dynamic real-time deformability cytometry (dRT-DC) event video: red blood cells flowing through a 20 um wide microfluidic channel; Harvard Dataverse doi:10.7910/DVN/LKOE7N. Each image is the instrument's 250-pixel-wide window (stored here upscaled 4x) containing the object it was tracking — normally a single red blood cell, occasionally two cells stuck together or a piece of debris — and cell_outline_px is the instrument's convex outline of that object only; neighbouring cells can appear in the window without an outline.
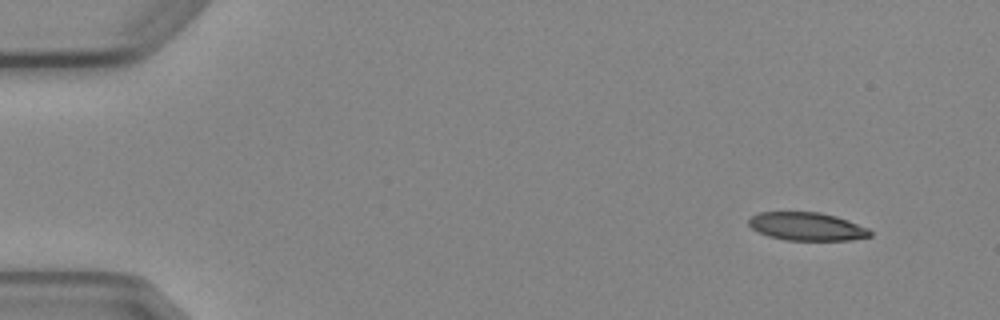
{"species": "Egyptian fruit bat (a non-hibernating species)", "species_latin": "Rousettus aegyptiacus", "temperature_condition": "cold", "stored_images_in_passage": 5, "camera_frame_rate_fps": 3000, "um_per_image_px": 0.085, "animal": {"sex": "female"}, "frame": {"image": 1, "passage_image": 1, "time_ms": 0.0, "image_size_px": [1000, 320], "cell_outline_px": [[872, 236], [852, 240], [788, 240], [768, 236], [752, 228], [748, 224], [748, 220], [752, 216], [760, 212], [820, 212], [836, 216], [848, 220], [868, 228], [872, 232]], "centroid_in_image_um": [68.61, 19.25], "position_along_channel_um": 16.4, "area_um2": 19.88}}
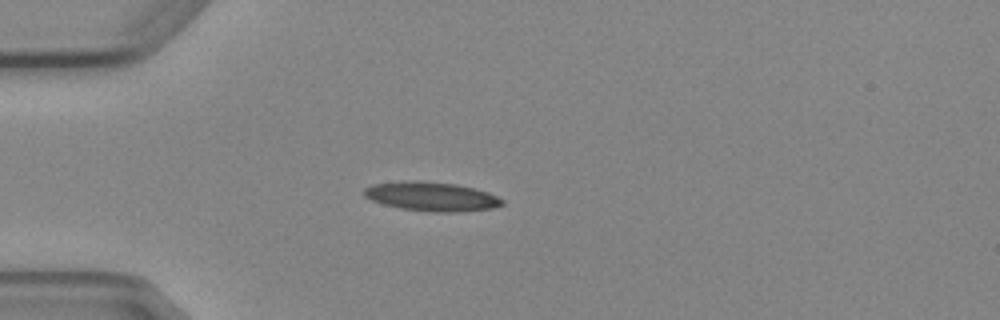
{"frame": {"image": 2, "passage_image": 4, "time_ms": 3.333, "image_size_px": [1000, 320], "cell_outline_px": [[504, 204], [492, 208], [456, 212], [436, 212], [400, 208], [384, 204], [372, 200], [364, 196], [364, 188], [372, 184], [416, 180], [456, 184], [488, 192], [504, 200]], "centroid_in_image_um": [36.68, 16.7], "position_along_channel_um": 48.3, "area_um2": 23.18}}